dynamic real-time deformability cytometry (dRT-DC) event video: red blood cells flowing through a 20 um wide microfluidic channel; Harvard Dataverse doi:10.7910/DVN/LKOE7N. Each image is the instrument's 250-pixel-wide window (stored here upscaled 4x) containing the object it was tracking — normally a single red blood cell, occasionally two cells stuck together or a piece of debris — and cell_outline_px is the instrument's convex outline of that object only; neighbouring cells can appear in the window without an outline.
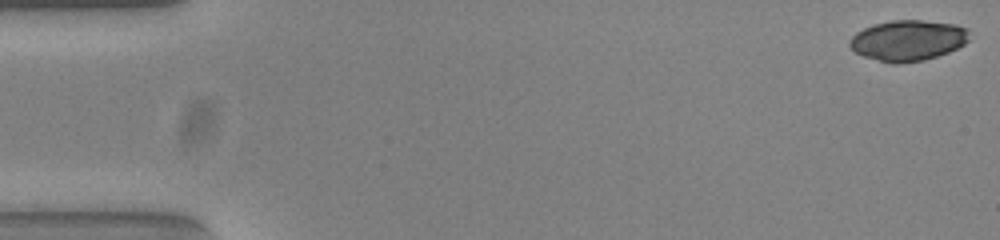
{"species": "common noctule bat (a hibernating species)", "species_latin": "Nyctalus noctula", "temperature_condition": "warm", "stored_images_in_passage": 53, "camera_frame_rate_fps": 3000, "um_per_image_px": 0.085, "animal": {"sex": "female", "body_mass_g": 23.0, "forearm_length_mm": 53.4}, "frame": {"image": 1, "passage_image": 1, "time_ms": 0.0, "image_size_px": [1000, 240], "cell_outline_px": [[968, 40], [964, 44], [948, 52], [924, 60], [896, 64], [892, 64], [864, 56], [856, 52], [848, 44], [848, 40], [856, 32], [872, 24], [892, 20], [920, 20], [956, 24], [968, 28]], "centroid_in_image_um": [77.16, 3.43], "position_along_channel_um": 7.8, "area_um2": 28.38}}